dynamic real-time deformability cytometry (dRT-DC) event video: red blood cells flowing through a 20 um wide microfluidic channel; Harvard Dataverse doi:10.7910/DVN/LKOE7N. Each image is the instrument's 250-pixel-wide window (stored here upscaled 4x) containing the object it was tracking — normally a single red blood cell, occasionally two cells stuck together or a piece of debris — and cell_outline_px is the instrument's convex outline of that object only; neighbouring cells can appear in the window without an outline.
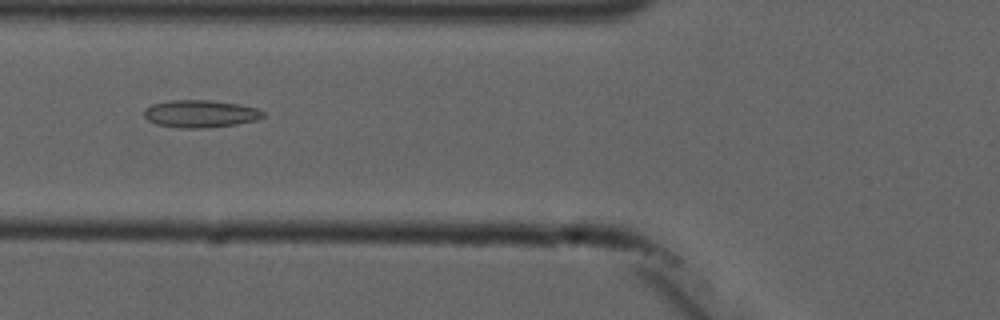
{"species": "common noctule bat (a hibernating species)", "species_latin": "Nyctalus noctula", "temperature_condition": "cold", "stored_images_in_passage": 6, "camera_frame_rate_fps": 3000, "um_per_image_px": 0.085, "animal": {"sex": "male", "forearm_length_mm": 52.5}, "frame": {"image": 1, "passage_image": 4, "time_ms": 3.667, "image_size_px": [1000, 320], "cell_outline_px": [[264, 116], [256, 120], [236, 124], [208, 128], [180, 128], [156, 124], [148, 120], [144, 116], [144, 108], [152, 104], [172, 100], [212, 100], [240, 104], [256, 108], [264, 112]], "centroid_in_image_um": [17.02, 9.67], "position_along_channel_um": 108.8, "area_um2": 19.13}}
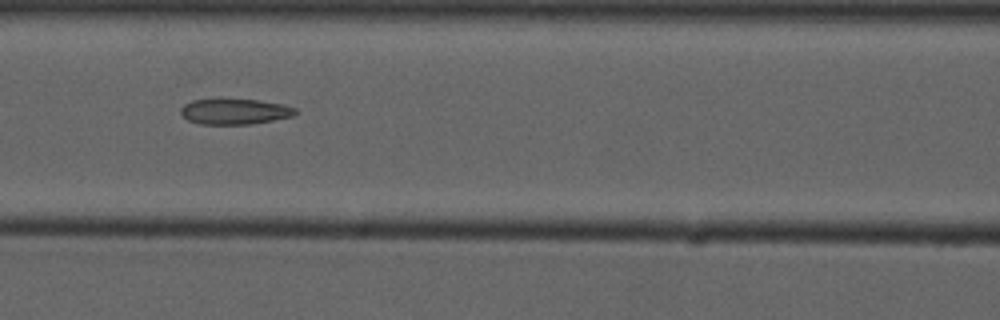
{"frame": {"image": 2, "passage_image": 5, "time_ms": 4.667, "image_size_px": [1000, 320], "cell_outline_px": [[300, 112], [296, 116], [252, 124], [200, 124], [188, 120], [180, 112], [180, 108], [184, 104], [192, 100], [220, 96], [256, 100], [280, 104], [296, 108]], "centroid_in_image_um": [19.94, 9.44], "position_along_channel_um": 146.7, "area_um2": 17.92}}
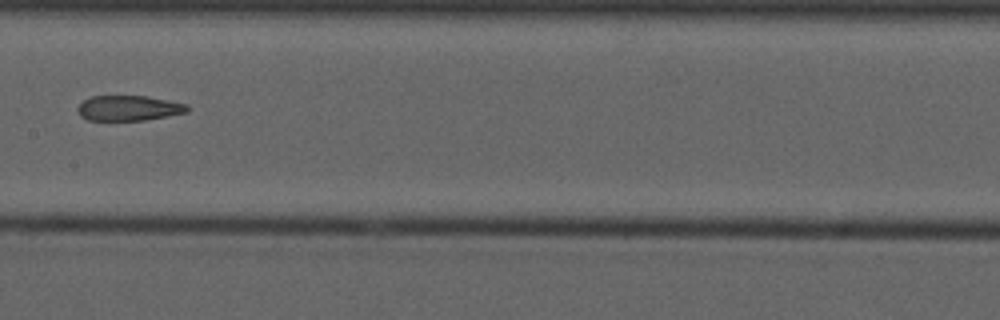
{"frame": {"image": 3, "passage_image": 6, "time_ms": 6.0, "image_size_px": [1000, 320], "cell_outline_px": [[188, 112], [144, 120], [88, 120], [80, 116], [76, 108], [84, 100], [92, 96], [148, 96], [188, 104]], "centroid_in_image_um": [10.93, 9.18], "position_along_channel_um": 196.5, "area_um2": 16.07}}